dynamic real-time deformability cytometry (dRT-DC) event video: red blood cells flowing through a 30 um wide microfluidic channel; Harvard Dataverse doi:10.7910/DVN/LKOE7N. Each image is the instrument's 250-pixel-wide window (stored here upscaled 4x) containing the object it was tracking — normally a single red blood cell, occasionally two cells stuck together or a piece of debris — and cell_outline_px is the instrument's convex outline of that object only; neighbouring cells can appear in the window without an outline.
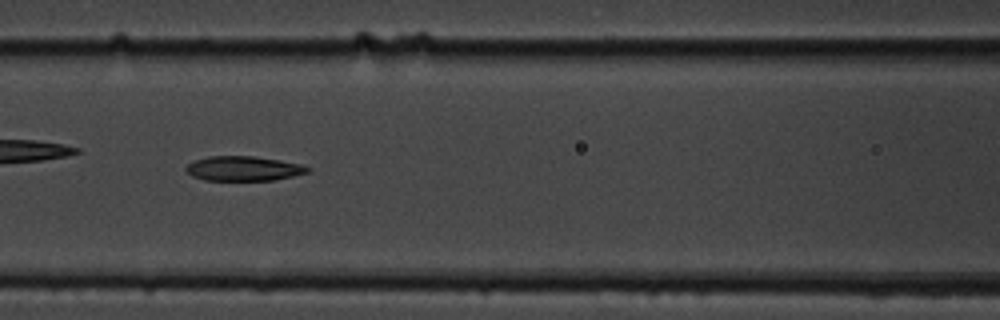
{"species": "common noctule bat (a hibernating species)", "species_latin": "Nyctalus noctula", "temperature_condition": "cold", "stored_images_in_passage": 41, "camera_frame_rate_fps": 3000, "um_per_image_px": 0.085, "animal": {"sex": "male", "body_mass_g": 19.5, "forearm_length_mm": 54.6}, "frame": {"image": 1, "passage_image": 10, "time_ms": 3.0, "image_size_px": [1000, 320], "cell_outline_px": [[312, 168], [308, 172], [292, 176], [272, 180], [204, 180], [192, 176], [184, 168], [192, 160], [208, 156], [256, 156], [280, 160], [300, 164]], "centroid_in_image_um": [20.67, 14.31], "position_along_channel_um": 145.9, "area_um2": 17.51}}
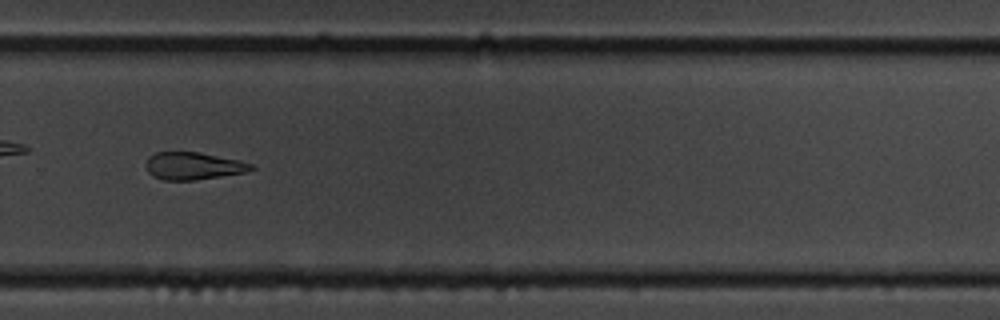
{"frame": {"image": 2, "passage_image": 24, "time_ms": 7.667, "image_size_px": [1000, 320], "cell_outline_px": [[256, 168], [244, 172], [196, 180], [164, 180], [152, 176], [148, 172], [144, 164], [148, 156], [156, 152], [196, 152], [240, 160], [252, 164]], "centroid_in_image_um": [16.38, 14.1], "position_along_channel_um": 313.4, "area_um2": 16.82}}
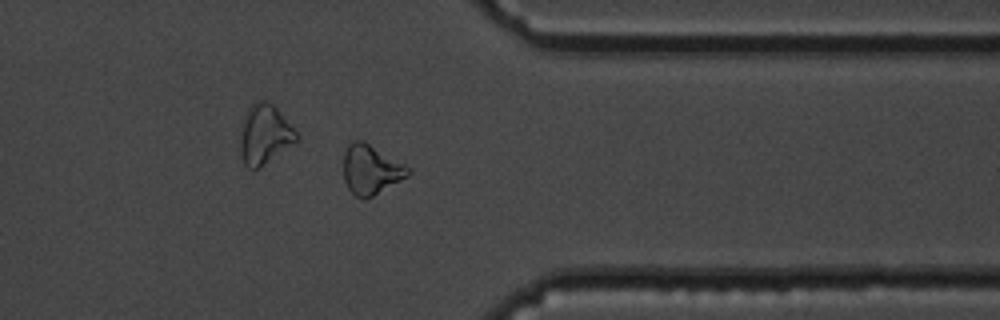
{"frame": {"image": 3, "passage_image": 30, "time_ms": 9.667, "image_size_px": [1000, 320], "cell_outline_px": [[412, 172], [408, 176], [372, 196], [364, 200], [360, 200], [348, 188], [344, 180], [344, 152], [348, 144], [352, 140], [364, 140], [412, 168]], "centroid_in_image_um": [31.53, 14.4], "position_along_channel_um": 379.9, "area_um2": 18.84}, "authors_computed_cell_mechanics": {"area_um2": 18.1492, "velocity_mm_per_s": 3.5973, "shape_relaxation_time_tau1_ms": 8.0751, "shape_relaxation_time_tau2_ms": null, "deformation_change_tau1": 0.1689, "deformation_change_tau2": null}}